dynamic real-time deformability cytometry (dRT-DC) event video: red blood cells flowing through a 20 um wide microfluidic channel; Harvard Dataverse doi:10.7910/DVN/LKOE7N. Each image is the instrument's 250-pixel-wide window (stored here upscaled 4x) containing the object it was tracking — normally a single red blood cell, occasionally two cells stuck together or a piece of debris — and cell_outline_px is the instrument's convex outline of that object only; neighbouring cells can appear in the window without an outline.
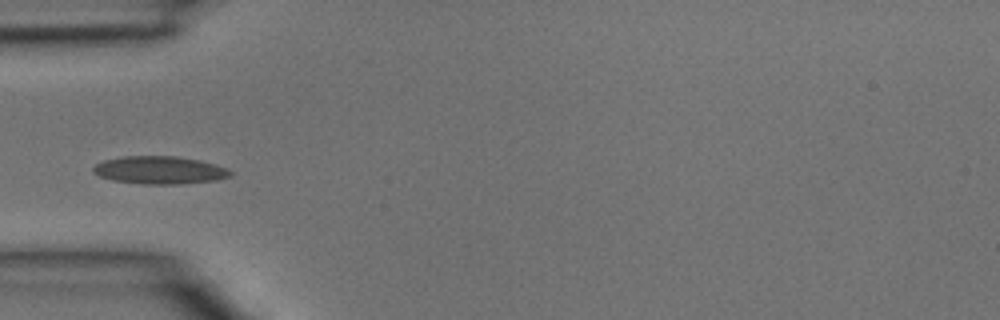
{"species": "common noctule bat (a hibernating species)", "species_latin": "Nyctalus noctula", "temperature_condition": "room temperature", "stored_images_in_passage": 4, "camera_frame_rate_fps": 3000, "um_per_image_px": 0.085, "animal": {"sex": "male", "body_mass_g": 15.6}, "frame": {"image": 1, "passage_image": 4, "time_ms": 1.0, "image_size_px": [1000, 320], "cell_outline_px": [[232, 176], [216, 180], [180, 184], [144, 184], [112, 180], [100, 176], [92, 172], [92, 168], [96, 164], [104, 160], [120, 156], [176, 156], [200, 160], [216, 164], [228, 168], [232, 172]], "centroid_in_image_um": [13.58, 14.45], "position_along_channel_um": 71.4, "area_um2": 22.37}}